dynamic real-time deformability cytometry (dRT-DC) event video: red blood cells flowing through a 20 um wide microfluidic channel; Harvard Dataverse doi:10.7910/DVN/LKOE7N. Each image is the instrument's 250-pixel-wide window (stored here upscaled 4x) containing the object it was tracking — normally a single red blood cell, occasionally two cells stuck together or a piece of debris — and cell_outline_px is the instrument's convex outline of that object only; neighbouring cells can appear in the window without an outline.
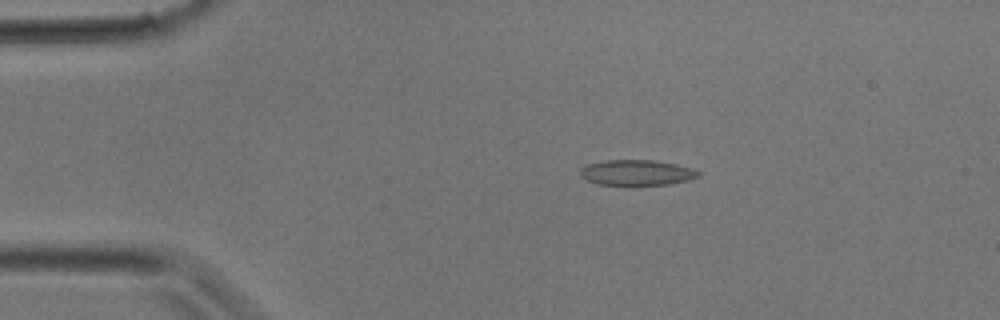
{"species": "common noctule bat (a hibernating species)", "species_latin": "Nyctalus noctula", "temperature_condition": "room temperature", "stored_images_in_passage": 30, "camera_frame_rate_fps": 3000, "um_per_image_px": 0.085, "animal": {"sex": "male", "body_mass_g": 17.9}, "frame": {"image": 1, "passage_image": 2, "time_ms": 0.333, "image_size_px": [1000, 320], "cell_outline_px": [[700, 176], [688, 180], [668, 184], [596, 184], [580, 176], [580, 168], [588, 164], [604, 160], [652, 160], [676, 164], [692, 168], [700, 172]], "centroid_in_image_um": [54.12, 14.66], "position_along_channel_um": 30.9, "area_um2": 17.34}}
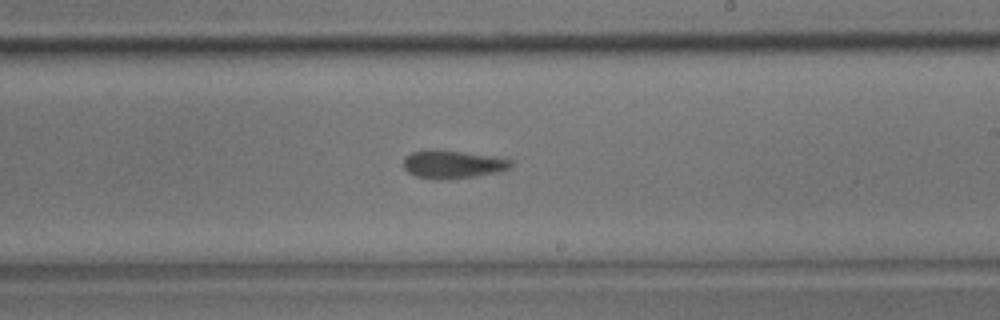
{"frame": {"image": 2, "passage_image": 15, "time_ms": 4.667, "image_size_px": [1000, 320], "cell_outline_px": [[512, 168], [496, 172], [476, 176], [416, 176], [408, 172], [404, 168], [404, 156], [412, 152], [460, 152], [496, 156], [512, 160]], "centroid_in_image_um": [38.58, 13.94], "position_along_channel_um": 250.4, "area_um2": 16.13}}
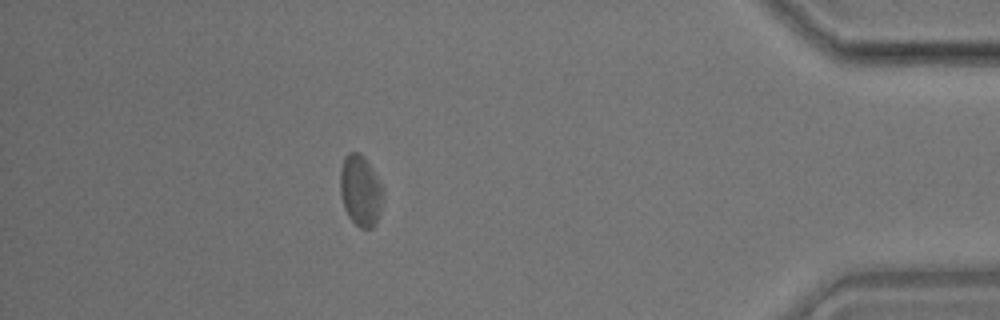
{"frame": {"image": 3, "passage_image": 25, "time_ms": 8.0, "image_size_px": [1000, 320], "cell_outline_px": [[384, 196], [380, 212], [376, 224], [372, 228], [360, 228], [348, 216], [344, 208], [340, 192], [340, 168], [344, 156], [348, 152], [356, 152], [364, 156], [380, 180], [384, 188]], "centroid_in_image_um": [30.66, 16.19], "position_along_channel_um": 404.5, "area_um2": 18.09}}